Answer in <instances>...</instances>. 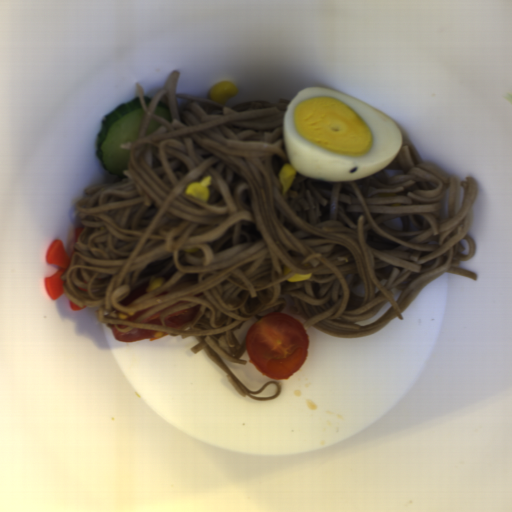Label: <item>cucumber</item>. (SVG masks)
I'll list each match as a JSON object with an SVG mask.
<instances>
[{
	"instance_id": "2",
	"label": "cucumber",
	"mask_w": 512,
	"mask_h": 512,
	"mask_svg": "<svg viewBox=\"0 0 512 512\" xmlns=\"http://www.w3.org/2000/svg\"><path fill=\"white\" fill-rule=\"evenodd\" d=\"M155 116L160 117L169 123L172 120L170 109H169L168 105L162 101L160 103H158L155 108Z\"/></svg>"
},
{
	"instance_id": "3",
	"label": "cucumber",
	"mask_w": 512,
	"mask_h": 512,
	"mask_svg": "<svg viewBox=\"0 0 512 512\" xmlns=\"http://www.w3.org/2000/svg\"><path fill=\"white\" fill-rule=\"evenodd\" d=\"M160 128H161V122L150 119V121L147 125L146 135H151L154 132H156L157 130H159Z\"/></svg>"
},
{
	"instance_id": "4",
	"label": "cucumber",
	"mask_w": 512,
	"mask_h": 512,
	"mask_svg": "<svg viewBox=\"0 0 512 512\" xmlns=\"http://www.w3.org/2000/svg\"><path fill=\"white\" fill-rule=\"evenodd\" d=\"M143 98H144V101H145V103H146V105H147V107H148V106H149V104H150V103H151V101H152V100H151V98L144 97V96H143Z\"/></svg>"
},
{
	"instance_id": "1",
	"label": "cucumber",
	"mask_w": 512,
	"mask_h": 512,
	"mask_svg": "<svg viewBox=\"0 0 512 512\" xmlns=\"http://www.w3.org/2000/svg\"><path fill=\"white\" fill-rule=\"evenodd\" d=\"M144 117L139 97L106 112L95 139V154L110 174L127 178L123 172L129 170L130 151L121 149V146L137 141Z\"/></svg>"
}]
</instances>
